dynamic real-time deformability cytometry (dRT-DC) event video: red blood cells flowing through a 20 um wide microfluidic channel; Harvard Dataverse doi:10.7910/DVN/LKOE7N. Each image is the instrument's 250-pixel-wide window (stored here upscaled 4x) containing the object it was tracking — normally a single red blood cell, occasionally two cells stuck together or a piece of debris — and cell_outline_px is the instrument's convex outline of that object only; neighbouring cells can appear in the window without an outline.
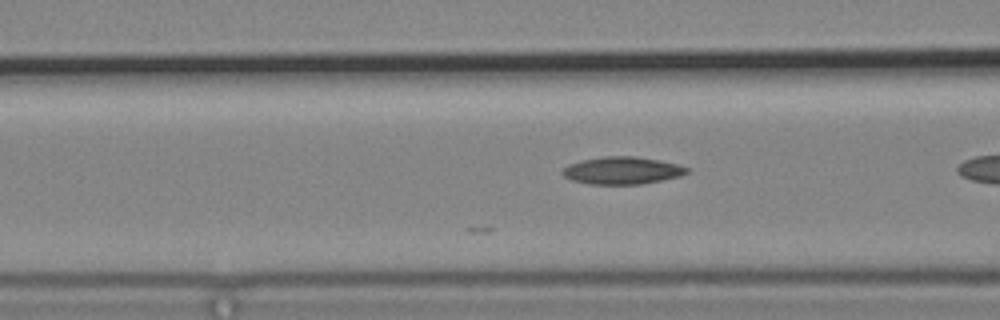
{"species": "common noctule bat (a hibernating species)", "species_latin": "Nyctalus noctula", "temperature_condition": "cold", "stored_images_in_passage": 5, "camera_frame_rate_fps": 3000, "um_per_image_px": 0.085, "animal": {"sex": "male", "body_mass_g": 19.2, "forearm_length_mm": 51.8}, "frame": {"image": 1, "passage_image": 5, "time_ms": 1.333, "image_size_px": [1000, 320], "cell_outline_px": [[688, 172], [680, 176], [640, 184], [588, 184], [572, 180], [564, 176], [560, 172], [568, 164], [580, 160], [604, 156], [636, 156], [660, 160], [676, 164], [688, 168]], "centroid_in_image_um": [52.84, 14.48], "position_along_channel_um": 113.8, "area_um2": 19.83}}